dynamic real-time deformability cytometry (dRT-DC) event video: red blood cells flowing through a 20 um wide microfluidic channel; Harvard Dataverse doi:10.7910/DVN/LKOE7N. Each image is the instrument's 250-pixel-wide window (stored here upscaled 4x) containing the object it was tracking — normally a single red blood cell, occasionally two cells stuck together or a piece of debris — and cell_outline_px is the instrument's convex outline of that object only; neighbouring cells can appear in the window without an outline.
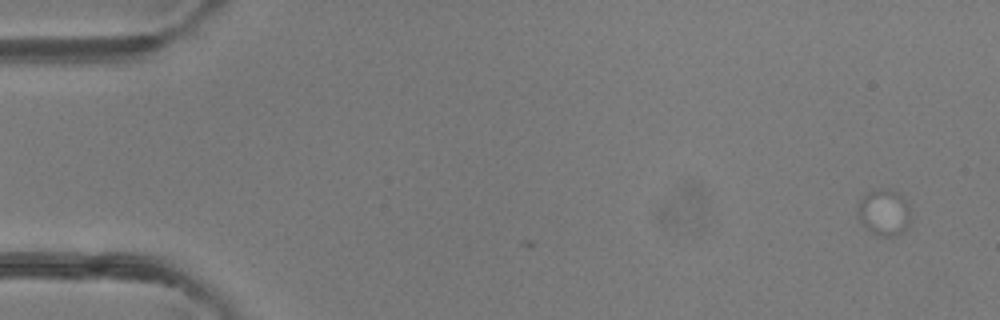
{"species": "common noctule bat (a hibernating species)", "species_latin": "Nyctalus noctula", "temperature_condition": "room temperature", "stored_images_in_passage": 4, "camera_frame_rate_fps": 3000, "um_per_image_px": 0.085, "animal": {"sex": "female"}, "frame": {"image": 1, "passage_image": 1, "time_ms": 0.0, "image_size_px": [1000, 320], "cell_outline_px": [[908, 224], [896, 236], [880, 236], [872, 232], [860, 220], [856, 212], [856, 204], [864, 192], [896, 192], [908, 204]], "centroid_in_image_um": [75.06, 18.08], "position_along_channel_um": 9.9, "area_um2": 13.58}}